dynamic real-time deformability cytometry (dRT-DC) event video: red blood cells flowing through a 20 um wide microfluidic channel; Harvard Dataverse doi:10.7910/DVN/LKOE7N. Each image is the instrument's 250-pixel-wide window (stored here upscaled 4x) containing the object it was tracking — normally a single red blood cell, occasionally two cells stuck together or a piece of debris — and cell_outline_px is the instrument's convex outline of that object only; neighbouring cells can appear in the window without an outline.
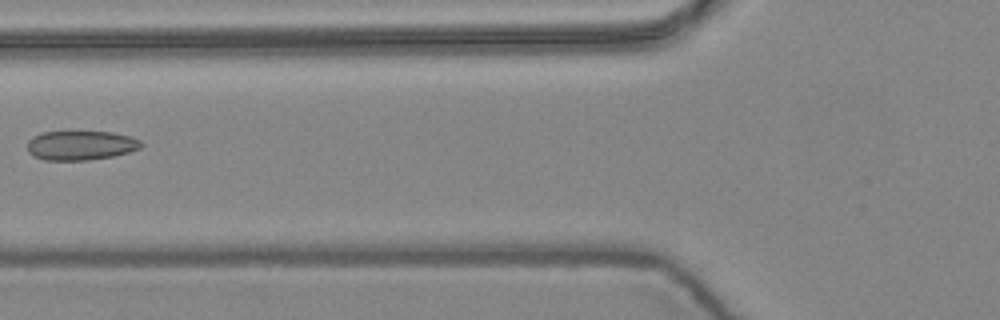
{"species": "common noctule bat (a hibernating species)", "species_latin": "Nyctalus noctula", "temperature_condition": "warm", "stored_images_in_passage": 7, "camera_frame_rate_fps": 3000, "um_per_image_px": 0.085, "animal": {"sex": "female", "body_mass_g": 24.6, "forearm_length_mm": 56.2}, "frame": {"image": 1, "passage_image": 6, "time_ms": 1.667, "image_size_px": [1000, 320], "cell_outline_px": [[144, 144], [140, 148], [128, 152], [112, 156], [88, 160], [44, 160], [32, 156], [28, 152], [28, 140], [32, 136], [44, 132], [112, 132], [132, 136], [140, 140]], "centroid_in_image_um": [6.86, 12.36], "position_along_channel_um": 118.9, "area_um2": 19.54}}
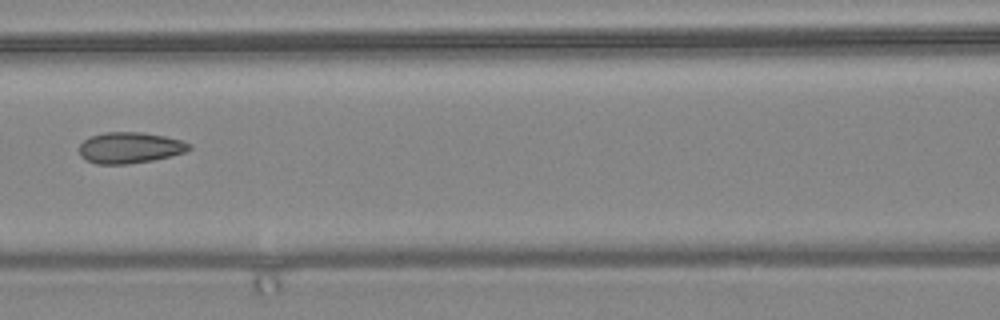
{"frame": {"image": 2, "passage_image": 7, "time_ms": 2.0, "image_size_px": [1000, 320], "cell_outline_px": [[192, 148], [184, 152], [152, 160], [128, 164], [96, 164], [80, 156], [80, 144], [88, 136], [104, 132], [140, 132], [164, 136], [180, 140], [192, 144]], "centroid_in_image_um": [11.01, 12.55], "position_along_channel_um": 155.6, "area_um2": 19.83}}